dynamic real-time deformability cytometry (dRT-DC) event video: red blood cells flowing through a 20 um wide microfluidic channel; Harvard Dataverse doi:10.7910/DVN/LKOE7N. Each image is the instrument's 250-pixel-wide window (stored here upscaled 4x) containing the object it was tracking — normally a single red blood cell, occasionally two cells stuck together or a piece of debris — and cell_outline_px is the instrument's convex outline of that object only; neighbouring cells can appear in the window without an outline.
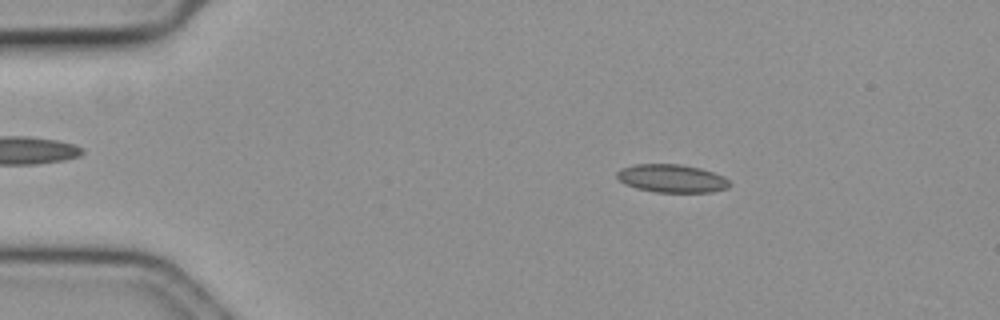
{"species": "common noctule bat (a hibernating species)", "species_latin": "Nyctalus noctula", "temperature_condition": "cold", "stored_images_in_passage": 58, "camera_frame_rate_fps": 3000, "um_per_image_px": 0.085, "animal": {"sex": "female", "body_mass_g": 19.3, "forearm_length_mm": 54.1}, "frame": {"image": 1, "passage_image": 10, "time_ms": 3.0, "image_size_px": [1000, 320], "cell_outline_px": [[732, 184], [728, 188], [712, 192], [656, 192], [636, 188], [624, 184], [616, 176], [616, 172], [624, 168], [636, 164], [680, 164], [700, 168], [724, 176]], "centroid_in_image_um": [57.13, 15.17], "position_along_channel_um": 27.9, "area_um2": 18.44}}
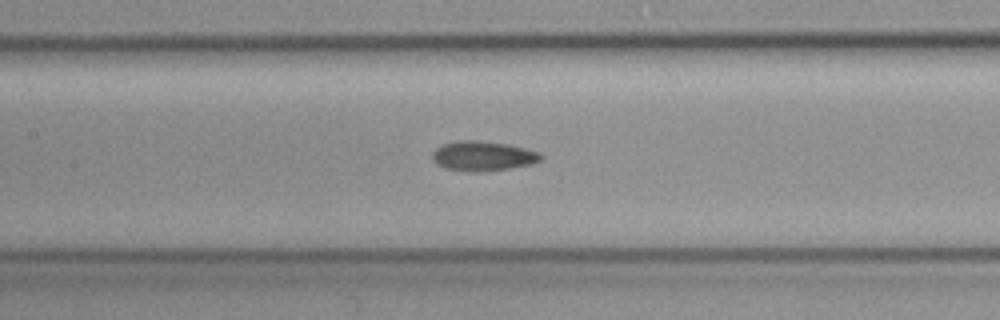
{"frame": {"image": 2, "passage_image": 27, "time_ms": 8.667, "image_size_px": [1000, 320], "cell_outline_px": [[544, 156], [540, 160], [532, 164], [484, 172], [472, 172], [448, 168], [432, 160], [432, 152], [436, 148], [444, 144], [460, 140], [476, 140], [508, 144], [540, 152]], "centroid_in_image_um": [41.08, 13.25], "position_along_channel_um": 166.3, "area_um2": 18.67}}
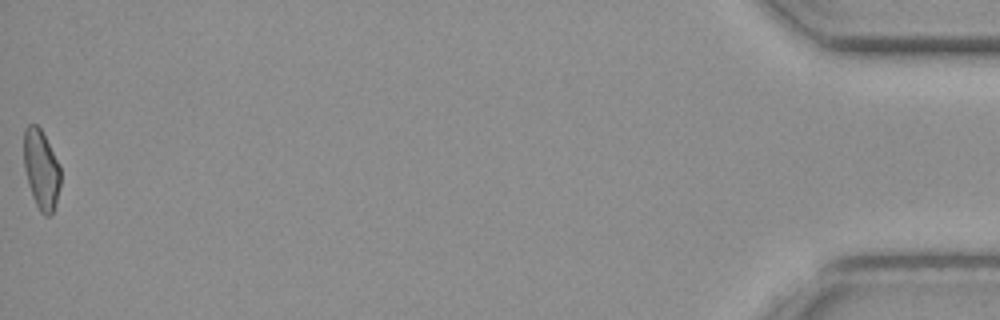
{"frame": {"image": 3, "passage_image": 58, "time_ms": 19.0, "image_size_px": [1000, 320], "cell_outline_px": [[60, 184], [56, 204], [52, 212], [48, 216], [44, 216], [40, 212], [32, 196], [24, 168], [24, 128], [28, 124], [36, 124], [40, 128], [60, 168]], "centroid_in_image_um": [3.49, 14.42], "position_along_channel_um": 431.7, "area_um2": 16.7}, "authors_computed_cell_mechanics": {"area_um2": 17.8891, "velocity_mm_per_s": 3.5888, "shape_relaxation_time_tau1_ms": null, "shape_relaxation_time_tau2_ms": 7.3822, "deformation_change_tau1": null, "deformation_change_tau2": 0.1166}}